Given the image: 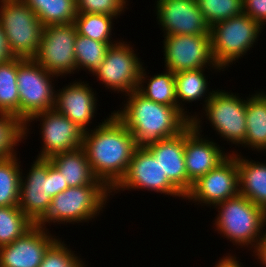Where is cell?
<instances>
[{"instance_id":"37","label":"cell","mask_w":266,"mask_h":267,"mask_svg":"<svg viewBox=\"0 0 266 267\" xmlns=\"http://www.w3.org/2000/svg\"><path fill=\"white\" fill-rule=\"evenodd\" d=\"M252 256H255L256 260L262 264V267H266V234L264 237L258 242L256 247L253 249Z\"/></svg>"},{"instance_id":"13","label":"cell","mask_w":266,"mask_h":267,"mask_svg":"<svg viewBox=\"0 0 266 267\" xmlns=\"http://www.w3.org/2000/svg\"><path fill=\"white\" fill-rule=\"evenodd\" d=\"M34 120L40 121L39 132L43 142L37 158L49 159L58 153L82 147L84 130L55 108L36 113L25 122V139L31 133L28 127Z\"/></svg>"},{"instance_id":"9","label":"cell","mask_w":266,"mask_h":267,"mask_svg":"<svg viewBox=\"0 0 266 267\" xmlns=\"http://www.w3.org/2000/svg\"><path fill=\"white\" fill-rule=\"evenodd\" d=\"M143 65L133 46L120 40L108 48L103 63L92 75L105 88L126 95L137 90Z\"/></svg>"},{"instance_id":"23","label":"cell","mask_w":266,"mask_h":267,"mask_svg":"<svg viewBox=\"0 0 266 267\" xmlns=\"http://www.w3.org/2000/svg\"><path fill=\"white\" fill-rule=\"evenodd\" d=\"M266 92L256 91L247 98L245 110L247 132L241 144L257 152H266ZM251 96V97H250Z\"/></svg>"},{"instance_id":"24","label":"cell","mask_w":266,"mask_h":267,"mask_svg":"<svg viewBox=\"0 0 266 267\" xmlns=\"http://www.w3.org/2000/svg\"><path fill=\"white\" fill-rule=\"evenodd\" d=\"M205 69L188 70L174 74L178 109L190 120H192V114L188 115L189 112L185 111V107H183L185 103L201 101L199 99L203 98L204 104L202 108H204L214 93V89L209 91L208 79L204 75Z\"/></svg>"},{"instance_id":"39","label":"cell","mask_w":266,"mask_h":267,"mask_svg":"<svg viewBox=\"0 0 266 267\" xmlns=\"http://www.w3.org/2000/svg\"><path fill=\"white\" fill-rule=\"evenodd\" d=\"M10 58H12V55L9 51L3 28L0 25V63H3Z\"/></svg>"},{"instance_id":"18","label":"cell","mask_w":266,"mask_h":267,"mask_svg":"<svg viewBox=\"0 0 266 267\" xmlns=\"http://www.w3.org/2000/svg\"><path fill=\"white\" fill-rule=\"evenodd\" d=\"M57 239L49 229L34 225L14 242L0 247V267H39Z\"/></svg>"},{"instance_id":"32","label":"cell","mask_w":266,"mask_h":267,"mask_svg":"<svg viewBox=\"0 0 266 267\" xmlns=\"http://www.w3.org/2000/svg\"><path fill=\"white\" fill-rule=\"evenodd\" d=\"M24 140L25 123L16 115L0 113V160L16 156L15 146Z\"/></svg>"},{"instance_id":"2","label":"cell","mask_w":266,"mask_h":267,"mask_svg":"<svg viewBox=\"0 0 266 267\" xmlns=\"http://www.w3.org/2000/svg\"><path fill=\"white\" fill-rule=\"evenodd\" d=\"M124 96L126 103L112 113L132 133L137 147L175 136L191 123L179 109L146 99L137 90Z\"/></svg>"},{"instance_id":"27","label":"cell","mask_w":266,"mask_h":267,"mask_svg":"<svg viewBox=\"0 0 266 267\" xmlns=\"http://www.w3.org/2000/svg\"><path fill=\"white\" fill-rule=\"evenodd\" d=\"M18 66L19 57L0 63V113L13 114L19 118Z\"/></svg>"},{"instance_id":"15","label":"cell","mask_w":266,"mask_h":267,"mask_svg":"<svg viewBox=\"0 0 266 267\" xmlns=\"http://www.w3.org/2000/svg\"><path fill=\"white\" fill-rule=\"evenodd\" d=\"M130 189L135 191L145 189V191L185 199V195L167 176H163L159 161L145 147L135 149L125 176L111 190V193L117 194Z\"/></svg>"},{"instance_id":"20","label":"cell","mask_w":266,"mask_h":267,"mask_svg":"<svg viewBox=\"0 0 266 267\" xmlns=\"http://www.w3.org/2000/svg\"><path fill=\"white\" fill-rule=\"evenodd\" d=\"M160 163L163 176L186 195L193 183L187 177L184 149L185 129L179 134L151 143L145 147Z\"/></svg>"},{"instance_id":"17","label":"cell","mask_w":266,"mask_h":267,"mask_svg":"<svg viewBox=\"0 0 266 267\" xmlns=\"http://www.w3.org/2000/svg\"><path fill=\"white\" fill-rule=\"evenodd\" d=\"M157 23L164 35L210 34V26L196 0L155 1Z\"/></svg>"},{"instance_id":"36","label":"cell","mask_w":266,"mask_h":267,"mask_svg":"<svg viewBox=\"0 0 266 267\" xmlns=\"http://www.w3.org/2000/svg\"><path fill=\"white\" fill-rule=\"evenodd\" d=\"M243 13L264 28L266 24V0H243Z\"/></svg>"},{"instance_id":"6","label":"cell","mask_w":266,"mask_h":267,"mask_svg":"<svg viewBox=\"0 0 266 267\" xmlns=\"http://www.w3.org/2000/svg\"><path fill=\"white\" fill-rule=\"evenodd\" d=\"M111 190L107 186L68 187L51 200L46 217L38 224H74L91 221L104 211Z\"/></svg>"},{"instance_id":"1","label":"cell","mask_w":266,"mask_h":267,"mask_svg":"<svg viewBox=\"0 0 266 267\" xmlns=\"http://www.w3.org/2000/svg\"><path fill=\"white\" fill-rule=\"evenodd\" d=\"M106 118L93 130L84 131L82 147L94 175L112 190L125 176L137 145L113 113Z\"/></svg>"},{"instance_id":"12","label":"cell","mask_w":266,"mask_h":267,"mask_svg":"<svg viewBox=\"0 0 266 267\" xmlns=\"http://www.w3.org/2000/svg\"><path fill=\"white\" fill-rule=\"evenodd\" d=\"M235 94V95H234ZM225 90H214L210 100L202 109L219 137L228 143L241 145L247 132L245 110L247 98ZM242 98V99H241Z\"/></svg>"},{"instance_id":"16","label":"cell","mask_w":266,"mask_h":267,"mask_svg":"<svg viewBox=\"0 0 266 267\" xmlns=\"http://www.w3.org/2000/svg\"><path fill=\"white\" fill-rule=\"evenodd\" d=\"M202 117L199 114L192 115L191 123L185 128L184 157L187 177L192 183L214 169L230 154L227 151L225 153L215 141L203 137Z\"/></svg>"},{"instance_id":"35","label":"cell","mask_w":266,"mask_h":267,"mask_svg":"<svg viewBox=\"0 0 266 267\" xmlns=\"http://www.w3.org/2000/svg\"><path fill=\"white\" fill-rule=\"evenodd\" d=\"M128 3V4H127ZM77 13L106 14L117 19L124 9H128L127 0H76Z\"/></svg>"},{"instance_id":"34","label":"cell","mask_w":266,"mask_h":267,"mask_svg":"<svg viewBox=\"0 0 266 267\" xmlns=\"http://www.w3.org/2000/svg\"><path fill=\"white\" fill-rule=\"evenodd\" d=\"M58 238L47 250L39 267H86L80 256Z\"/></svg>"},{"instance_id":"31","label":"cell","mask_w":266,"mask_h":267,"mask_svg":"<svg viewBox=\"0 0 266 267\" xmlns=\"http://www.w3.org/2000/svg\"><path fill=\"white\" fill-rule=\"evenodd\" d=\"M33 226L18 206L0 207V247L14 242Z\"/></svg>"},{"instance_id":"28","label":"cell","mask_w":266,"mask_h":267,"mask_svg":"<svg viewBox=\"0 0 266 267\" xmlns=\"http://www.w3.org/2000/svg\"><path fill=\"white\" fill-rule=\"evenodd\" d=\"M116 16L106 14L77 13L74 19L77 34L105 43H118L112 38L113 20ZM113 39V40H111Z\"/></svg>"},{"instance_id":"22","label":"cell","mask_w":266,"mask_h":267,"mask_svg":"<svg viewBox=\"0 0 266 267\" xmlns=\"http://www.w3.org/2000/svg\"><path fill=\"white\" fill-rule=\"evenodd\" d=\"M240 154L237 153L239 194L266 211V163Z\"/></svg>"},{"instance_id":"8","label":"cell","mask_w":266,"mask_h":267,"mask_svg":"<svg viewBox=\"0 0 266 267\" xmlns=\"http://www.w3.org/2000/svg\"><path fill=\"white\" fill-rule=\"evenodd\" d=\"M55 77L58 76L48 72L33 58H19V118L24 123L36 113L54 109L56 90L52 82Z\"/></svg>"},{"instance_id":"33","label":"cell","mask_w":266,"mask_h":267,"mask_svg":"<svg viewBox=\"0 0 266 267\" xmlns=\"http://www.w3.org/2000/svg\"><path fill=\"white\" fill-rule=\"evenodd\" d=\"M209 26L243 13V0H196Z\"/></svg>"},{"instance_id":"25","label":"cell","mask_w":266,"mask_h":267,"mask_svg":"<svg viewBox=\"0 0 266 267\" xmlns=\"http://www.w3.org/2000/svg\"><path fill=\"white\" fill-rule=\"evenodd\" d=\"M145 70L147 69L142 67L137 91L146 99L178 109L174 73L165 69L164 73L150 75V78Z\"/></svg>"},{"instance_id":"5","label":"cell","mask_w":266,"mask_h":267,"mask_svg":"<svg viewBox=\"0 0 266 267\" xmlns=\"http://www.w3.org/2000/svg\"><path fill=\"white\" fill-rule=\"evenodd\" d=\"M262 29L264 28L258 22L245 13L211 26V53L215 64L222 71L228 69L233 62L235 64L251 47L254 48Z\"/></svg>"},{"instance_id":"3","label":"cell","mask_w":266,"mask_h":267,"mask_svg":"<svg viewBox=\"0 0 266 267\" xmlns=\"http://www.w3.org/2000/svg\"><path fill=\"white\" fill-rule=\"evenodd\" d=\"M215 231L233 245L253 250L266 234V211L245 196H237L216 204Z\"/></svg>"},{"instance_id":"11","label":"cell","mask_w":266,"mask_h":267,"mask_svg":"<svg viewBox=\"0 0 266 267\" xmlns=\"http://www.w3.org/2000/svg\"><path fill=\"white\" fill-rule=\"evenodd\" d=\"M164 68L174 74L201 68H211L215 72L222 69L215 64L210 34L163 35Z\"/></svg>"},{"instance_id":"14","label":"cell","mask_w":266,"mask_h":267,"mask_svg":"<svg viewBox=\"0 0 266 267\" xmlns=\"http://www.w3.org/2000/svg\"><path fill=\"white\" fill-rule=\"evenodd\" d=\"M237 152L230 153L220 164L199 177L185 195V200L201 206L216 204L239 194Z\"/></svg>"},{"instance_id":"7","label":"cell","mask_w":266,"mask_h":267,"mask_svg":"<svg viewBox=\"0 0 266 267\" xmlns=\"http://www.w3.org/2000/svg\"><path fill=\"white\" fill-rule=\"evenodd\" d=\"M0 3V25L12 57L33 58L42 37V22L21 0Z\"/></svg>"},{"instance_id":"26","label":"cell","mask_w":266,"mask_h":267,"mask_svg":"<svg viewBox=\"0 0 266 267\" xmlns=\"http://www.w3.org/2000/svg\"><path fill=\"white\" fill-rule=\"evenodd\" d=\"M32 9L43 26L74 23L76 0H21Z\"/></svg>"},{"instance_id":"29","label":"cell","mask_w":266,"mask_h":267,"mask_svg":"<svg viewBox=\"0 0 266 267\" xmlns=\"http://www.w3.org/2000/svg\"><path fill=\"white\" fill-rule=\"evenodd\" d=\"M19 160L17 155L0 160V207L18 206L23 171Z\"/></svg>"},{"instance_id":"10","label":"cell","mask_w":266,"mask_h":267,"mask_svg":"<svg viewBox=\"0 0 266 267\" xmlns=\"http://www.w3.org/2000/svg\"><path fill=\"white\" fill-rule=\"evenodd\" d=\"M76 37L74 23L45 26L33 59L58 77L74 74L77 72L74 51Z\"/></svg>"},{"instance_id":"21","label":"cell","mask_w":266,"mask_h":267,"mask_svg":"<svg viewBox=\"0 0 266 267\" xmlns=\"http://www.w3.org/2000/svg\"><path fill=\"white\" fill-rule=\"evenodd\" d=\"M49 160L58 169L68 187L106 186L94 175L83 147L58 153Z\"/></svg>"},{"instance_id":"4","label":"cell","mask_w":266,"mask_h":267,"mask_svg":"<svg viewBox=\"0 0 266 267\" xmlns=\"http://www.w3.org/2000/svg\"><path fill=\"white\" fill-rule=\"evenodd\" d=\"M26 176L21 172L18 207L38 225L47 215L51 200L68 188L49 159L36 158Z\"/></svg>"},{"instance_id":"38","label":"cell","mask_w":266,"mask_h":267,"mask_svg":"<svg viewBox=\"0 0 266 267\" xmlns=\"http://www.w3.org/2000/svg\"><path fill=\"white\" fill-rule=\"evenodd\" d=\"M236 258L235 254L227 253L215 263L214 267H244L243 263Z\"/></svg>"},{"instance_id":"19","label":"cell","mask_w":266,"mask_h":267,"mask_svg":"<svg viewBox=\"0 0 266 267\" xmlns=\"http://www.w3.org/2000/svg\"><path fill=\"white\" fill-rule=\"evenodd\" d=\"M63 87L56 91L54 108L87 131L97 113L96 91L94 93L89 83L80 80Z\"/></svg>"},{"instance_id":"30","label":"cell","mask_w":266,"mask_h":267,"mask_svg":"<svg viewBox=\"0 0 266 267\" xmlns=\"http://www.w3.org/2000/svg\"><path fill=\"white\" fill-rule=\"evenodd\" d=\"M114 44L116 43L99 42L77 34L74 45L77 71L88 70L93 74L103 63L108 48Z\"/></svg>"}]
</instances>
